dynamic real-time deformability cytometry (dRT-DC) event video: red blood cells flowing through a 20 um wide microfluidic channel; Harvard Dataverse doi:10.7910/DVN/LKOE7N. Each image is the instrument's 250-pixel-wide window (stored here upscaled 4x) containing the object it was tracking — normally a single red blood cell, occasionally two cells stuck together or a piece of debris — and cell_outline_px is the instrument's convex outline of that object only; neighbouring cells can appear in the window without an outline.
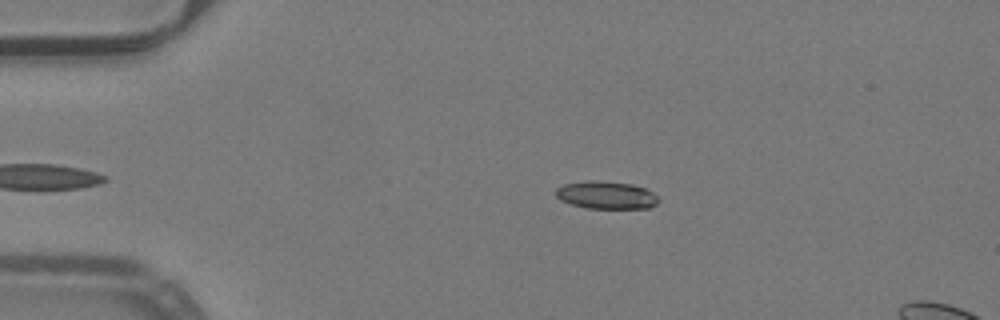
{"species": "common noctule bat (a hibernating species)", "species_latin": "Nyctalus noctula", "temperature_condition": "warm", "stored_images_in_passage": 8, "camera_frame_rate_fps": 3000, "um_per_image_px": 0.085, "animal": {"sex": "male", "body_mass_g": 19.2, "forearm_length_mm": 51.8}, "frame": {"image": 1, "passage_image": 2, "time_ms": 0.333, "image_size_px": [1000, 320], "cell_outline_px": [[660, 200], [652, 208], [588, 208], [572, 204], [560, 200], [556, 196], [556, 188], [564, 184], [584, 180], [596, 180], [632, 184], [648, 188]], "centroid_in_image_um": [51.55, 16.57], "position_along_channel_um": 33.5, "area_um2": 16.7}}